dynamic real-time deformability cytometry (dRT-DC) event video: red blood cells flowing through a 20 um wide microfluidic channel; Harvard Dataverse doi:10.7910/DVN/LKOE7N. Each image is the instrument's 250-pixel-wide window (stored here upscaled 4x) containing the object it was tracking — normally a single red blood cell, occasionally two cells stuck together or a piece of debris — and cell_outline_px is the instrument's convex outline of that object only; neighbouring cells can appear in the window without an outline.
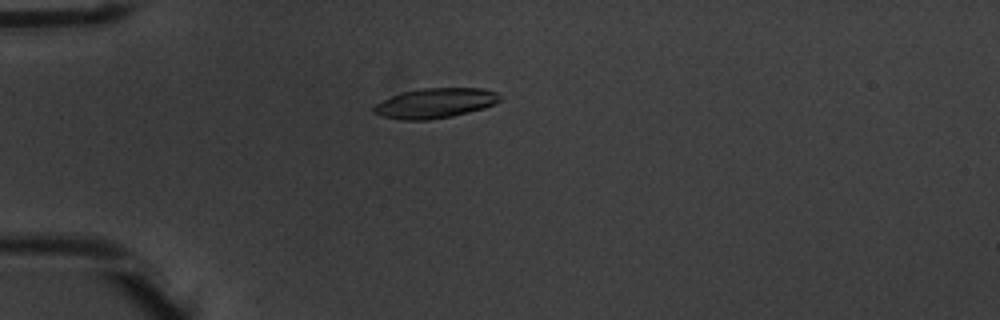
{"species": "common noctule bat (a hibernating species)", "species_latin": "Nyctalus noctula", "temperature_condition": "warm", "stored_images_in_passage": 4, "camera_frame_rate_fps": 3000, "um_per_image_px": 0.085, "animal": {"sex": "male", "body_mass_g": 20.1, "forearm_length_mm": 53.5}, "frame": {"image": 1, "passage_image": 4, "time_ms": 1.0, "image_size_px": [1000, 320], "cell_outline_px": [[500, 100], [496, 104], [484, 108], [452, 116], [428, 120], [400, 120], [380, 116], [372, 112], [372, 108], [376, 104], [392, 96], [404, 92], [420, 88], [480, 88], [496, 92], [500, 96]], "centroid_in_image_um": [36.98, 8.77], "position_along_channel_um": 48.0, "area_um2": 21.96}}